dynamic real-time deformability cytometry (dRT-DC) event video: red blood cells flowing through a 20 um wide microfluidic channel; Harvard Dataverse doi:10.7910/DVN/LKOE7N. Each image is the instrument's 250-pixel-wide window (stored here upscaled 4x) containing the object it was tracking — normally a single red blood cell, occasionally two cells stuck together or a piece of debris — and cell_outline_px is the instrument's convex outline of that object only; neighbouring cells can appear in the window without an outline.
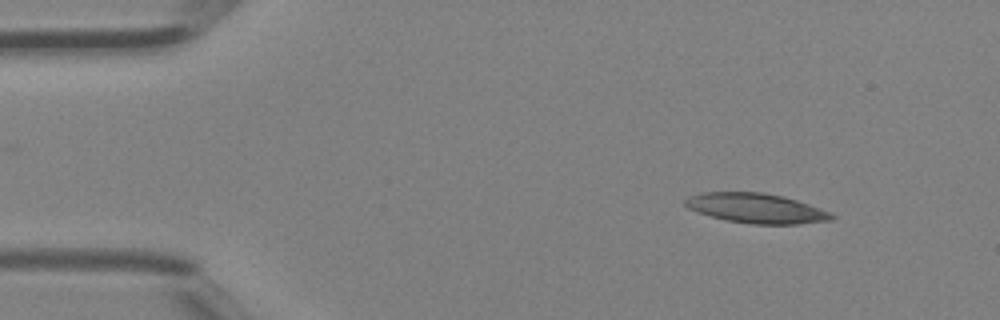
{"species": "Egyptian fruit bat (a non-hibernating species)", "species_latin": "Rousettus aegyptiacus", "temperature_condition": "room temperature", "stored_images_in_passage": 3, "camera_frame_rate_fps": 3000, "um_per_image_px": 0.085, "animal": {"sex": "female"}, "frame": {"image": 1, "passage_image": 1, "time_ms": 0.0, "image_size_px": [1000, 320], "cell_outline_px": [[836, 216], [832, 220], [796, 224], [756, 224], [728, 220], [712, 216], [688, 208], [684, 204], [684, 200], [688, 196], [700, 192], [764, 192], [784, 196], [832, 212]], "centroid_in_image_um": [64.3, 17.68], "position_along_channel_um": 20.7, "area_um2": 25.32}}